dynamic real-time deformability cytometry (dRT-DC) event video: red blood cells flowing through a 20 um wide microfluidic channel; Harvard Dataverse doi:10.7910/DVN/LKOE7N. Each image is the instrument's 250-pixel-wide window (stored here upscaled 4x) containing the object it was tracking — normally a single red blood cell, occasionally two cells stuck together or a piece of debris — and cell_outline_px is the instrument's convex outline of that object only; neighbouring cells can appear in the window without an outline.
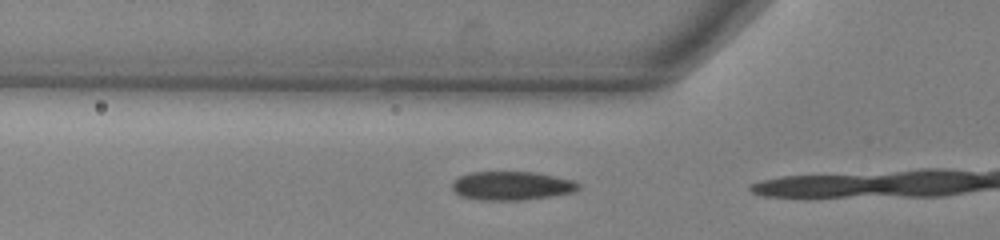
{"species": "common noctule bat (a hibernating species)", "species_latin": "Nyctalus noctula", "temperature_condition": "warm", "stored_images_in_passage": 14, "camera_frame_rate_fps": 3000, "um_per_image_px": 0.085, "animal": {"sex": "male", "body_mass_g": 13.0, "forearm_length_mm": 53.1}, "frame": {"image": 1, "passage_image": 12, "time_ms": 3.667, "image_size_px": [1000, 240], "cell_outline_px": [[580, 188], [572, 192], [552, 196], [520, 200], [480, 200], [460, 196], [452, 188], [452, 180], [460, 176], [472, 172], [536, 172], [556, 176], [572, 180], [580, 184]], "centroid_in_image_um": [43.48, 15.78], "position_along_channel_um": 82.3, "area_um2": 21.15}}